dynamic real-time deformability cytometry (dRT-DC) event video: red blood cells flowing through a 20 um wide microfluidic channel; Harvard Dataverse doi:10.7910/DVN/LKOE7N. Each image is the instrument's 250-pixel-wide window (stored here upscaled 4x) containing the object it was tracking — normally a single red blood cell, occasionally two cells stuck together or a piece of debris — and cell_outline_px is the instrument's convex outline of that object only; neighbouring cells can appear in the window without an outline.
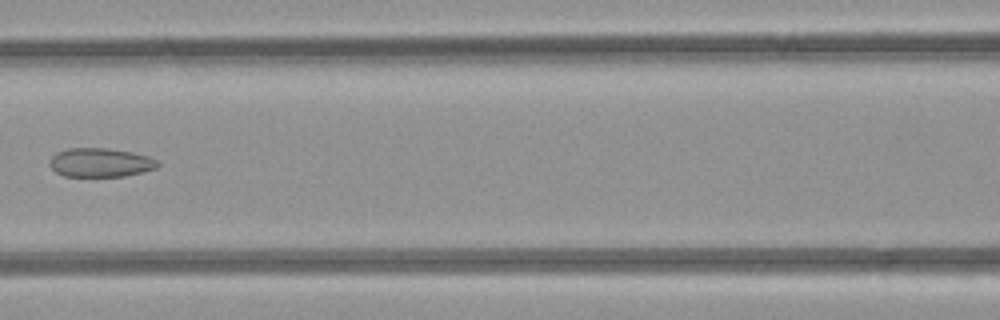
{"species": "common noctule bat (a hibernating species)", "species_latin": "Nyctalus noctula", "temperature_condition": "room temperature", "stored_images_in_passage": 5, "camera_frame_rate_fps": 3000, "um_per_image_px": 0.085, "animal": {"sex": "female", "body_mass_g": 21.9}, "frame": {"image": 1, "passage_image": 5, "time_ms": 4.667, "image_size_px": [1000, 320], "cell_outline_px": [[160, 164], [156, 168], [124, 176], [64, 176], [56, 172], [48, 164], [48, 160], [56, 152], [68, 148], [108, 148], [132, 152], [148, 156], [156, 160]], "centroid_in_image_um": [8.49, 13.81], "position_along_channel_um": 158.1, "area_um2": 18.21}}